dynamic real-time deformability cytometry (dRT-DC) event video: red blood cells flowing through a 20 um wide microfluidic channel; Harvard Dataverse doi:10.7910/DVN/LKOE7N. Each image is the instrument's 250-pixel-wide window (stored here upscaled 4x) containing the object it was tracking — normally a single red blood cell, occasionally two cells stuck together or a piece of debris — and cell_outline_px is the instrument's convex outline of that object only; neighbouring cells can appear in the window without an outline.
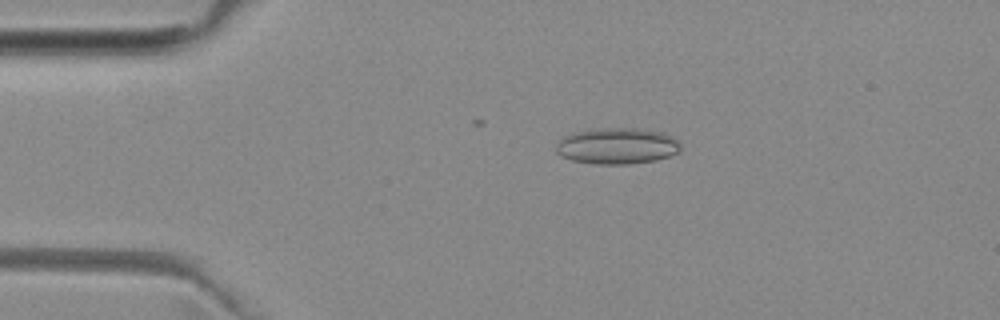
{"species": "common noctule bat (a hibernating species)", "species_latin": "Nyctalus noctula", "temperature_condition": "room temperature", "stored_images_in_passage": 16, "camera_frame_rate_fps": 3000, "um_per_image_px": 0.085, "animal": {"sex": "female", "body_mass_g": 29.2, "forearm_length_mm": 56.3}, "frame": {"image": 1, "passage_image": 10, "time_ms": 3.0, "image_size_px": [1000, 320], "cell_outline_px": [[680, 152], [656, 160], [628, 164], [596, 164], [572, 160], [560, 156], [556, 152], [556, 144], [564, 136], [572, 132], [588, 128], [636, 128], [664, 132], [672, 136], [680, 144]], "centroid_in_image_um": [52.43, 12.39], "position_along_channel_um": 32.6, "area_um2": 26.59}}